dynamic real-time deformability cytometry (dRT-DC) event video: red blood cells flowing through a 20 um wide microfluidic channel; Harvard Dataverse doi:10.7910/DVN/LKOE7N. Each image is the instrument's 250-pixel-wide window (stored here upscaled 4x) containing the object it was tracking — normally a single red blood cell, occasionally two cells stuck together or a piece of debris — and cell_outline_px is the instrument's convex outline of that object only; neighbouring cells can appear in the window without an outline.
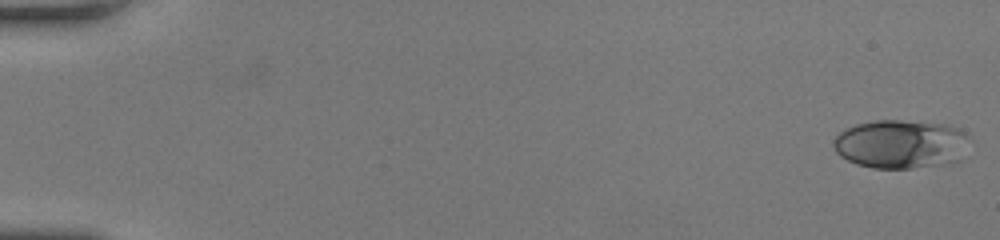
{"species": "human", "species_latin": "Homo sapiens", "temperature_condition": "room temperature", "stored_images_in_passage": 52, "camera_frame_rate_fps": 3000, "um_per_image_px": 0.085, "donor": {"sex": "female"}, "frame": {"image": 1, "passage_image": 1, "time_ms": 0.0, "image_size_px": [1000, 240], "cell_outline_px": [[964, 136], [936, 160], [928, 164], [912, 168], [872, 168], [856, 164], [840, 156], [836, 152], [832, 144], [832, 140], [840, 132], [856, 124], [876, 120], [900, 120], [940, 124], [956, 128], [964, 132]], "centroid_in_image_um": [76.1, 12.18], "position_along_channel_um": 8.9, "area_um2": 35.03}}
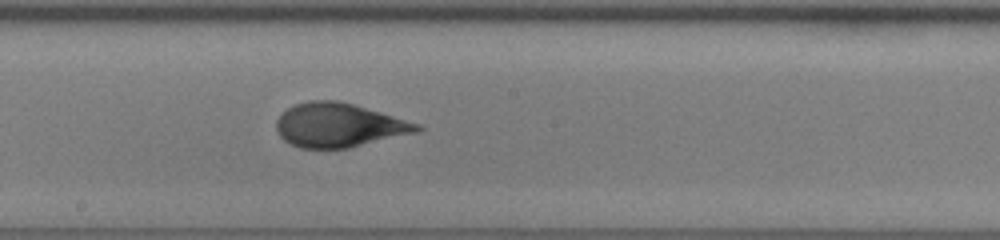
{"frame": {"image": 2, "passage_image": 30, "time_ms": 9.667, "image_size_px": [1000, 240], "cell_outline_px": [[424, 128], [420, 132], [348, 148], [300, 148], [284, 140], [280, 136], [276, 128], [276, 120], [288, 108], [296, 104], [308, 100], [336, 100], [352, 104], [380, 112], [420, 124]], "centroid_in_image_um": [28.83, 10.65], "position_along_channel_um": 219.4, "area_um2": 35.89}}
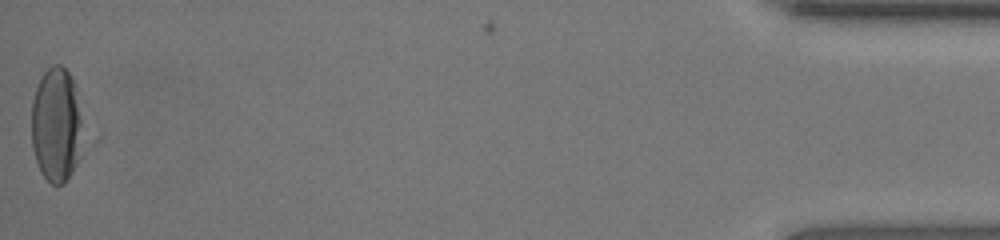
{"frame": {"image": 3, "passage_image": 52, "time_ms": 17.0, "image_size_px": [1000, 240], "cell_outline_px": [[80, 124], [76, 164], [72, 172], [64, 184], [52, 184], [40, 172], [32, 148], [32, 100], [36, 88], [44, 72], [52, 64], [60, 64], [68, 72], [76, 88], [80, 116]], "centroid_in_image_um": [4.74, 10.6], "position_along_channel_um": 430.5, "area_um2": 33.47}, "authors_computed_cell_mechanics": {"area_um2": 35.547, "velocity_mm_per_s": 4.0844, "shape_relaxation_time_tau1_ms": null, "shape_relaxation_time_tau2_ms": 1.1661, "deformation_change_tau1": null, "deformation_change_tau2": 0.0844}}